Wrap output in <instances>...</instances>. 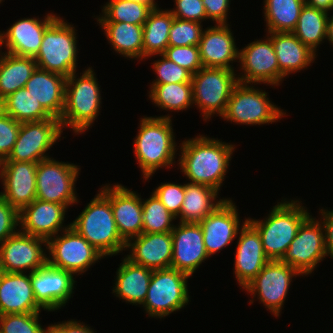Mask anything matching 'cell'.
Returning a JSON list of instances; mask_svg holds the SVG:
<instances>
[{
  "mask_svg": "<svg viewBox=\"0 0 333 333\" xmlns=\"http://www.w3.org/2000/svg\"><path fill=\"white\" fill-rule=\"evenodd\" d=\"M47 329V333H95L90 326L74 319L51 324Z\"/></svg>",
  "mask_w": 333,
  "mask_h": 333,
  "instance_id": "cell-50",
  "label": "cell"
},
{
  "mask_svg": "<svg viewBox=\"0 0 333 333\" xmlns=\"http://www.w3.org/2000/svg\"><path fill=\"white\" fill-rule=\"evenodd\" d=\"M171 236L173 241L171 268L192 276L202 262L209 258L200 224L179 222V225H175L172 230Z\"/></svg>",
  "mask_w": 333,
  "mask_h": 333,
  "instance_id": "cell-20",
  "label": "cell"
},
{
  "mask_svg": "<svg viewBox=\"0 0 333 333\" xmlns=\"http://www.w3.org/2000/svg\"><path fill=\"white\" fill-rule=\"evenodd\" d=\"M95 75L92 67H88L80 78H76V71L67 77L65 103L60 119L62 129L69 126L75 134H82L97 119L102 98Z\"/></svg>",
  "mask_w": 333,
  "mask_h": 333,
  "instance_id": "cell-5",
  "label": "cell"
},
{
  "mask_svg": "<svg viewBox=\"0 0 333 333\" xmlns=\"http://www.w3.org/2000/svg\"><path fill=\"white\" fill-rule=\"evenodd\" d=\"M73 25L58 16L45 30L41 47L34 57L37 68L69 77L76 71L77 36Z\"/></svg>",
  "mask_w": 333,
  "mask_h": 333,
  "instance_id": "cell-6",
  "label": "cell"
},
{
  "mask_svg": "<svg viewBox=\"0 0 333 333\" xmlns=\"http://www.w3.org/2000/svg\"><path fill=\"white\" fill-rule=\"evenodd\" d=\"M62 132L57 118L21 123L13 149L3 161L38 163L50 158L46 151L61 139Z\"/></svg>",
  "mask_w": 333,
  "mask_h": 333,
  "instance_id": "cell-12",
  "label": "cell"
},
{
  "mask_svg": "<svg viewBox=\"0 0 333 333\" xmlns=\"http://www.w3.org/2000/svg\"><path fill=\"white\" fill-rule=\"evenodd\" d=\"M321 214V222L325 229V245L327 256L333 258V210L319 209Z\"/></svg>",
  "mask_w": 333,
  "mask_h": 333,
  "instance_id": "cell-51",
  "label": "cell"
},
{
  "mask_svg": "<svg viewBox=\"0 0 333 333\" xmlns=\"http://www.w3.org/2000/svg\"><path fill=\"white\" fill-rule=\"evenodd\" d=\"M110 200L114 220L121 238L127 243L142 234L141 196L121 184H106L100 189Z\"/></svg>",
  "mask_w": 333,
  "mask_h": 333,
  "instance_id": "cell-19",
  "label": "cell"
},
{
  "mask_svg": "<svg viewBox=\"0 0 333 333\" xmlns=\"http://www.w3.org/2000/svg\"><path fill=\"white\" fill-rule=\"evenodd\" d=\"M218 193L217 190L206 185L189 182L185 184V194L180 210V222H201L225 200L224 198L218 200Z\"/></svg>",
  "mask_w": 333,
  "mask_h": 333,
  "instance_id": "cell-31",
  "label": "cell"
},
{
  "mask_svg": "<svg viewBox=\"0 0 333 333\" xmlns=\"http://www.w3.org/2000/svg\"><path fill=\"white\" fill-rule=\"evenodd\" d=\"M19 212L0 197V243L15 234L19 229Z\"/></svg>",
  "mask_w": 333,
  "mask_h": 333,
  "instance_id": "cell-48",
  "label": "cell"
},
{
  "mask_svg": "<svg viewBox=\"0 0 333 333\" xmlns=\"http://www.w3.org/2000/svg\"><path fill=\"white\" fill-rule=\"evenodd\" d=\"M273 206L268 217L247 221L258 231L263 250L269 260H281L295 238L301 224L310 216L298 200L284 201Z\"/></svg>",
  "mask_w": 333,
  "mask_h": 333,
  "instance_id": "cell-3",
  "label": "cell"
},
{
  "mask_svg": "<svg viewBox=\"0 0 333 333\" xmlns=\"http://www.w3.org/2000/svg\"><path fill=\"white\" fill-rule=\"evenodd\" d=\"M203 30L199 22L174 17L169 31V46H198Z\"/></svg>",
  "mask_w": 333,
  "mask_h": 333,
  "instance_id": "cell-42",
  "label": "cell"
},
{
  "mask_svg": "<svg viewBox=\"0 0 333 333\" xmlns=\"http://www.w3.org/2000/svg\"><path fill=\"white\" fill-rule=\"evenodd\" d=\"M149 99L162 110H187L193 105L192 82L151 84Z\"/></svg>",
  "mask_w": 333,
  "mask_h": 333,
  "instance_id": "cell-38",
  "label": "cell"
},
{
  "mask_svg": "<svg viewBox=\"0 0 333 333\" xmlns=\"http://www.w3.org/2000/svg\"><path fill=\"white\" fill-rule=\"evenodd\" d=\"M111 47L120 55L143 60V25L125 22H98Z\"/></svg>",
  "mask_w": 333,
  "mask_h": 333,
  "instance_id": "cell-32",
  "label": "cell"
},
{
  "mask_svg": "<svg viewBox=\"0 0 333 333\" xmlns=\"http://www.w3.org/2000/svg\"><path fill=\"white\" fill-rule=\"evenodd\" d=\"M279 64V83L294 72L307 69L315 61L316 54L304 45L292 32H267Z\"/></svg>",
  "mask_w": 333,
  "mask_h": 333,
  "instance_id": "cell-28",
  "label": "cell"
},
{
  "mask_svg": "<svg viewBox=\"0 0 333 333\" xmlns=\"http://www.w3.org/2000/svg\"><path fill=\"white\" fill-rule=\"evenodd\" d=\"M175 9H170L175 18L201 23L207 20L202 0H175Z\"/></svg>",
  "mask_w": 333,
  "mask_h": 333,
  "instance_id": "cell-47",
  "label": "cell"
},
{
  "mask_svg": "<svg viewBox=\"0 0 333 333\" xmlns=\"http://www.w3.org/2000/svg\"><path fill=\"white\" fill-rule=\"evenodd\" d=\"M153 270L134 264L126 257L117 268L113 292L119 299L133 305H142L146 300Z\"/></svg>",
  "mask_w": 333,
  "mask_h": 333,
  "instance_id": "cell-30",
  "label": "cell"
},
{
  "mask_svg": "<svg viewBox=\"0 0 333 333\" xmlns=\"http://www.w3.org/2000/svg\"><path fill=\"white\" fill-rule=\"evenodd\" d=\"M328 16L327 11L305 4L292 33L313 52H317L316 48L326 40Z\"/></svg>",
  "mask_w": 333,
  "mask_h": 333,
  "instance_id": "cell-35",
  "label": "cell"
},
{
  "mask_svg": "<svg viewBox=\"0 0 333 333\" xmlns=\"http://www.w3.org/2000/svg\"><path fill=\"white\" fill-rule=\"evenodd\" d=\"M21 123L0 109V162L11 153L16 142Z\"/></svg>",
  "mask_w": 333,
  "mask_h": 333,
  "instance_id": "cell-46",
  "label": "cell"
},
{
  "mask_svg": "<svg viewBox=\"0 0 333 333\" xmlns=\"http://www.w3.org/2000/svg\"><path fill=\"white\" fill-rule=\"evenodd\" d=\"M0 109L20 123L52 117L26 88L18 89L0 102Z\"/></svg>",
  "mask_w": 333,
  "mask_h": 333,
  "instance_id": "cell-37",
  "label": "cell"
},
{
  "mask_svg": "<svg viewBox=\"0 0 333 333\" xmlns=\"http://www.w3.org/2000/svg\"><path fill=\"white\" fill-rule=\"evenodd\" d=\"M58 16L49 13L43 19L23 18L10 26L6 32L0 31L2 46L5 44L7 53L16 56L35 57L40 50L46 28Z\"/></svg>",
  "mask_w": 333,
  "mask_h": 333,
  "instance_id": "cell-24",
  "label": "cell"
},
{
  "mask_svg": "<svg viewBox=\"0 0 333 333\" xmlns=\"http://www.w3.org/2000/svg\"><path fill=\"white\" fill-rule=\"evenodd\" d=\"M238 62L242 70V75H237L239 83L279 85V64L269 37L253 41L240 49Z\"/></svg>",
  "mask_w": 333,
  "mask_h": 333,
  "instance_id": "cell-16",
  "label": "cell"
},
{
  "mask_svg": "<svg viewBox=\"0 0 333 333\" xmlns=\"http://www.w3.org/2000/svg\"><path fill=\"white\" fill-rule=\"evenodd\" d=\"M234 149L235 145L199 134L182 141L177 161L189 183L206 185L219 192Z\"/></svg>",
  "mask_w": 333,
  "mask_h": 333,
  "instance_id": "cell-1",
  "label": "cell"
},
{
  "mask_svg": "<svg viewBox=\"0 0 333 333\" xmlns=\"http://www.w3.org/2000/svg\"><path fill=\"white\" fill-rule=\"evenodd\" d=\"M67 209L65 205L35 199L19 212V230L48 241L70 227L63 226Z\"/></svg>",
  "mask_w": 333,
  "mask_h": 333,
  "instance_id": "cell-22",
  "label": "cell"
},
{
  "mask_svg": "<svg viewBox=\"0 0 333 333\" xmlns=\"http://www.w3.org/2000/svg\"><path fill=\"white\" fill-rule=\"evenodd\" d=\"M43 309L36 301L29 274L6 273L0 277V315L36 313Z\"/></svg>",
  "mask_w": 333,
  "mask_h": 333,
  "instance_id": "cell-27",
  "label": "cell"
},
{
  "mask_svg": "<svg viewBox=\"0 0 333 333\" xmlns=\"http://www.w3.org/2000/svg\"><path fill=\"white\" fill-rule=\"evenodd\" d=\"M173 19L169 9L162 10L158 6L150 11L143 25V59L165 52Z\"/></svg>",
  "mask_w": 333,
  "mask_h": 333,
  "instance_id": "cell-34",
  "label": "cell"
},
{
  "mask_svg": "<svg viewBox=\"0 0 333 333\" xmlns=\"http://www.w3.org/2000/svg\"><path fill=\"white\" fill-rule=\"evenodd\" d=\"M142 233H168L172 232L175 225L172 223L176 220L152 192L149 198L142 201Z\"/></svg>",
  "mask_w": 333,
  "mask_h": 333,
  "instance_id": "cell-40",
  "label": "cell"
},
{
  "mask_svg": "<svg viewBox=\"0 0 333 333\" xmlns=\"http://www.w3.org/2000/svg\"><path fill=\"white\" fill-rule=\"evenodd\" d=\"M44 244V245H43ZM47 241L20 230L0 243V263L3 272H33L47 264Z\"/></svg>",
  "mask_w": 333,
  "mask_h": 333,
  "instance_id": "cell-15",
  "label": "cell"
},
{
  "mask_svg": "<svg viewBox=\"0 0 333 333\" xmlns=\"http://www.w3.org/2000/svg\"><path fill=\"white\" fill-rule=\"evenodd\" d=\"M161 59L153 62V71L157 74L152 84L186 83L192 81V74L175 62L159 54Z\"/></svg>",
  "mask_w": 333,
  "mask_h": 333,
  "instance_id": "cell-43",
  "label": "cell"
},
{
  "mask_svg": "<svg viewBox=\"0 0 333 333\" xmlns=\"http://www.w3.org/2000/svg\"><path fill=\"white\" fill-rule=\"evenodd\" d=\"M0 102L9 94L25 88L37 68L34 57L16 56L7 52L0 54Z\"/></svg>",
  "mask_w": 333,
  "mask_h": 333,
  "instance_id": "cell-33",
  "label": "cell"
},
{
  "mask_svg": "<svg viewBox=\"0 0 333 333\" xmlns=\"http://www.w3.org/2000/svg\"><path fill=\"white\" fill-rule=\"evenodd\" d=\"M2 273H3V270H2L1 263H0V277H1Z\"/></svg>",
  "mask_w": 333,
  "mask_h": 333,
  "instance_id": "cell-55",
  "label": "cell"
},
{
  "mask_svg": "<svg viewBox=\"0 0 333 333\" xmlns=\"http://www.w3.org/2000/svg\"><path fill=\"white\" fill-rule=\"evenodd\" d=\"M267 32H292L298 22L304 0H264Z\"/></svg>",
  "mask_w": 333,
  "mask_h": 333,
  "instance_id": "cell-36",
  "label": "cell"
},
{
  "mask_svg": "<svg viewBox=\"0 0 333 333\" xmlns=\"http://www.w3.org/2000/svg\"><path fill=\"white\" fill-rule=\"evenodd\" d=\"M188 278L189 275L173 268L153 270L142 304L146 314L162 319L188 305Z\"/></svg>",
  "mask_w": 333,
  "mask_h": 333,
  "instance_id": "cell-8",
  "label": "cell"
},
{
  "mask_svg": "<svg viewBox=\"0 0 333 333\" xmlns=\"http://www.w3.org/2000/svg\"><path fill=\"white\" fill-rule=\"evenodd\" d=\"M135 1H141V2H144V3H148V4H150L153 8L158 7V6H157L158 4L155 2V0H135Z\"/></svg>",
  "mask_w": 333,
  "mask_h": 333,
  "instance_id": "cell-54",
  "label": "cell"
},
{
  "mask_svg": "<svg viewBox=\"0 0 333 333\" xmlns=\"http://www.w3.org/2000/svg\"><path fill=\"white\" fill-rule=\"evenodd\" d=\"M39 313L0 315V333H47L39 323Z\"/></svg>",
  "mask_w": 333,
  "mask_h": 333,
  "instance_id": "cell-41",
  "label": "cell"
},
{
  "mask_svg": "<svg viewBox=\"0 0 333 333\" xmlns=\"http://www.w3.org/2000/svg\"><path fill=\"white\" fill-rule=\"evenodd\" d=\"M163 55L192 75L203 67L198 46H168Z\"/></svg>",
  "mask_w": 333,
  "mask_h": 333,
  "instance_id": "cell-44",
  "label": "cell"
},
{
  "mask_svg": "<svg viewBox=\"0 0 333 333\" xmlns=\"http://www.w3.org/2000/svg\"><path fill=\"white\" fill-rule=\"evenodd\" d=\"M34 162H0V178L4 192L0 197L20 212L36 199V171Z\"/></svg>",
  "mask_w": 333,
  "mask_h": 333,
  "instance_id": "cell-18",
  "label": "cell"
},
{
  "mask_svg": "<svg viewBox=\"0 0 333 333\" xmlns=\"http://www.w3.org/2000/svg\"><path fill=\"white\" fill-rule=\"evenodd\" d=\"M229 26L231 25L215 24L203 30L198 45L203 67L234 70L230 64L239 60V49Z\"/></svg>",
  "mask_w": 333,
  "mask_h": 333,
  "instance_id": "cell-26",
  "label": "cell"
},
{
  "mask_svg": "<svg viewBox=\"0 0 333 333\" xmlns=\"http://www.w3.org/2000/svg\"><path fill=\"white\" fill-rule=\"evenodd\" d=\"M153 193L173 216L180 218V210L185 194V184L161 183L160 186L153 190Z\"/></svg>",
  "mask_w": 333,
  "mask_h": 333,
  "instance_id": "cell-45",
  "label": "cell"
},
{
  "mask_svg": "<svg viewBox=\"0 0 333 333\" xmlns=\"http://www.w3.org/2000/svg\"><path fill=\"white\" fill-rule=\"evenodd\" d=\"M326 39L333 46V15L329 16L327 20Z\"/></svg>",
  "mask_w": 333,
  "mask_h": 333,
  "instance_id": "cell-53",
  "label": "cell"
},
{
  "mask_svg": "<svg viewBox=\"0 0 333 333\" xmlns=\"http://www.w3.org/2000/svg\"><path fill=\"white\" fill-rule=\"evenodd\" d=\"M34 297L43 310L56 311L65 306L74 293L75 278L70 272L48 263L30 273Z\"/></svg>",
  "mask_w": 333,
  "mask_h": 333,
  "instance_id": "cell-17",
  "label": "cell"
},
{
  "mask_svg": "<svg viewBox=\"0 0 333 333\" xmlns=\"http://www.w3.org/2000/svg\"><path fill=\"white\" fill-rule=\"evenodd\" d=\"M2 47V43H1V35H0V48ZM1 50V49H0ZM2 51H0L1 54Z\"/></svg>",
  "mask_w": 333,
  "mask_h": 333,
  "instance_id": "cell-56",
  "label": "cell"
},
{
  "mask_svg": "<svg viewBox=\"0 0 333 333\" xmlns=\"http://www.w3.org/2000/svg\"><path fill=\"white\" fill-rule=\"evenodd\" d=\"M139 125L133 142L134 153L142 178L148 180L159 168H170L176 163L177 143L169 114L141 118Z\"/></svg>",
  "mask_w": 333,
  "mask_h": 333,
  "instance_id": "cell-2",
  "label": "cell"
},
{
  "mask_svg": "<svg viewBox=\"0 0 333 333\" xmlns=\"http://www.w3.org/2000/svg\"><path fill=\"white\" fill-rule=\"evenodd\" d=\"M153 7L135 0H109L102 8V14L97 16L98 22H125L134 25H144Z\"/></svg>",
  "mask_w": 333,
  "mask_h": 333,
  "instance_id": "cell-39",
  "label": "cell"
},
{
  "mask_svg": "<svg viewBox=\"0 0 333 333\" xmlns=\"http://www.w3.org/2000/svg\"><path fill=\"white\" fill-rule=\"evenodd\" d=\"M80 167L69 162L47 158L38 162L36 199L69 206L78 203L75 183ZM76 194V195H75Z\"/></svg>",
  "mask_w": 333,
  "mask_h": 333,
  "instance_id": "cell-11",
  "label": "cell"
},
{
  "mask_svg": "<svg viewBox=\"0 0 333 333\" xmlns=\"http://www.w3.org/2000/svg\"><path fill=\"white\" fill-rule=\"evenodd\" d=\"M235 70L202 67L192 75L193 104L202 112L204 121L217 114L221 117L233 88L239 83Z\"/></svg>",
  "mask_w": 333,
  "mask_h": 333,
  "instance_id": "cell-7",
  "label": "cell"
},
{
  "mask_svg": "<svg viewBox=\"0 0 333 333\" xmlns=\"http://www.w3.org/2000/svg\"><path fill=\"white\" fill-rule=\"evenodd\" d=\"M230 2V0H202L207 19H212L216 24H228L227 16Z\"/></svg>",
  "mask_w": 333,
  "mask_h": 333,
  "instance_id": "cell-49",
  "label": "cell"
},
{
  "mask_svg": "<svg viewBox=\"0 0 333 333\" xmlns=\"http://www.w3.org/2000/svg\"><path fill=\"white\" fill-rule=\"evenodd\" d=\"M67 77L36 68L25 88L54 118L61 119L65 103Z\"/></svg>",
  "mask_w": 333,
  "mask_h": 333,
  "instance_id": "cell-29",
  "label": "cell"
},
{
  "mask_svg": "<svg viewBox=\"0 0 333 333\" xmlns=\"http://www.w3.org/2000/svg\"><path fill=\"white\" fill-rule=\"evenodd\" d=\"M241 224L234 258V274L238 285L244 288L270 260L264 253L258 231L247 219Z\"/></svg>",
  "mask_w": 333,
  "mask_h": 333,
  "instance_id": "cell-23",
  "label": "cell"
},
{
  "mask_svg": "<svg viewBox=\"0 0 333 333\" xmlns=\"http://www.w3.org/2000/svg\"><path fill=\"white\" fill-rule=\"evenodd\" d=\"M307 5L324 10L332 11L333 10V0H306Z\"/></svg>",
  "mask_w": 333,
  "mask_h": 333,
  "instance_id": "cell-52",
  "label": "cell"
},
{
  "mask_svg": "<svg viewBox=\"0 0 333 333\" xmlns=\"http://www.w3.org/2000/svg\"><path fill=\"white\" fill-rule=\"evenodd\" d=\"M70 226L102 255L113 256L126 249L121 238L109 198L100 190Z\"/></svg>",
  "mask_w": 333,
  "mask_h": 333,
  "instance_id": "cell-4",
  "label": "cell"
},
{
  "mask_svg": "<svg viewBox=\"0 0 333 333\" xmlns=\"http://www.w3.org/2000/svg\"><path fill=\"white\" fill-rule=\"evenodd\" d=\"M226 198L212 213L199 222L209 257L227 247L238 236L239 213L235 203Z\"/></svg>",
  "mask_w": 333,
  "mask_h": 333,
  "instance_id": "cell-21",
  "label": "cell"
},
{
  "mask_svg": "<svg viewBox=\"0 0 333 333\" xmlns=\"http://www.w3.org/2000/svg\"><path fill=\"white\" fill-rule=\"evenodd\" d=\"M47 241V263L73 275L86 272L96 261L104 258L102 253L92 246L71 226ZM56 237V238H55Z\"/></svg>",
  "mask_w": 333,
  "mask_h": 333,
  "instance_id": "cell-10",
  "label": "cell"
},
{
  "mask_svg": "<svg viewBox=\"0 0 333 333\" xmlns=\"http://www.w3.org/2000/svg\"><path fill=\"white\" fill-rule=\"evenodd\" d=\"M326 256L324 226L310 215L301 224L281 261L296 269L301 276H307Z\"/></svg>",
  "mask_w": 333,
  "mask_h": 333,
  "instance_id": "cell-13",
  "label": "cell"
},
{
  "mask_svg": "<svg viewBox=\"0 0 333 333\" xmlns=\"http://www.w3.org/2000/svg\"><path fill=\"white\" fill-rule=\"evenodd\" d=\"M129 255L125 256L132 263L151 270L171 268L173 241L171 232L142 233L126 243Z\"/></svg>",
  "mask_w": 333,
  "mask_h": 333,
  "instance_id": "cell-25",
  "label": "cell"
},
{
  "mask_svg": "<svg viewBox=\"0 0 333 333\" xmlns=\"http://www.w3.org/2000/svg\"><path fill=\"white\" fill-rule=\"evenodd\" d=\"M251 85L238 83L233 88L221 118L241 125H262L277 122L286 115L270 102L265 91Z\"/></svg>",
  "mask_w": 333,
  "mask_h": 333,
  "instance_id": "cell-9",
  "label": "cell"
},
{
  "mask_svg": "<svg viewBox=\"0 0 333 333\" xmlns=\"http://www.w3.org/2000/svg\"><path fill=\"white\" fill-rule=\"evenodd\" d=\"M300 273L281 260H270L257 276L243 289L261 301L274 316L280 312L285 303L292 278Z\"/></svg>",
  "mask_w": 333,
  "mask_h": 333,
  "instance_id": "cell-14",
  "label": "cell"
}]
</instances>
